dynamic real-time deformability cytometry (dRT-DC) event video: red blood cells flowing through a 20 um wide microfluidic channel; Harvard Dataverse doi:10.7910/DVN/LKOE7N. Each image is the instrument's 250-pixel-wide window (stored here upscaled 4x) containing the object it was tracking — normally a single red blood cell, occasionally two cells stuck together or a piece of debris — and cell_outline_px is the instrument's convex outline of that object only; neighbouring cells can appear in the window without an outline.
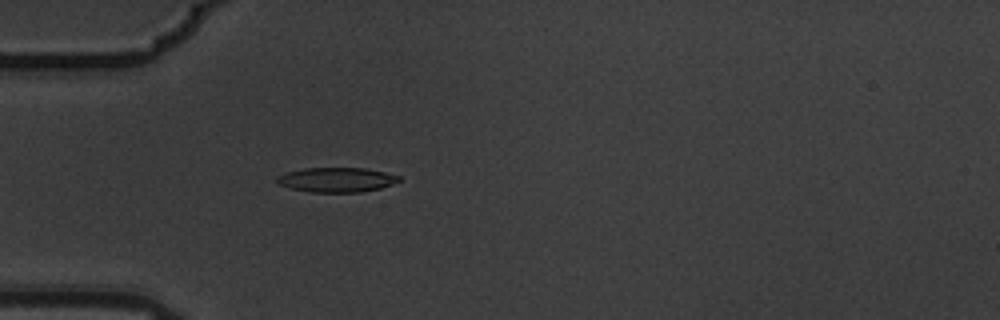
{"species": "common noctule bat (a hibernating species)", "species_latin": "Nyctalus noctula", "temperature_condition": "warm", "stored_images_in_passage": 5, "camera_frame_rate_fps": 3000, "um_per_image_px": 0.085, "animal": {"sex": "male", "body_mass_g": 19.5, "forearm_length_mm": 54.6}, "frame": {"image": 1, "passage_image": 5, "time_ms": 1.333, "image_size_px": [1000, 320], "cell_outline_px": [[400, 180], [392, 184], [380, 188], [360, 192], [312, 192], [292, 188], [280, 184], [276, 180], [276, 176], [284, 172], [304, 168], [364, 168], [384, 172], [400, 176]], "centroid_in_image_um": [28.59, 15.27], "position_along_channel_um": 56.4, "area_um2": 17.4}}